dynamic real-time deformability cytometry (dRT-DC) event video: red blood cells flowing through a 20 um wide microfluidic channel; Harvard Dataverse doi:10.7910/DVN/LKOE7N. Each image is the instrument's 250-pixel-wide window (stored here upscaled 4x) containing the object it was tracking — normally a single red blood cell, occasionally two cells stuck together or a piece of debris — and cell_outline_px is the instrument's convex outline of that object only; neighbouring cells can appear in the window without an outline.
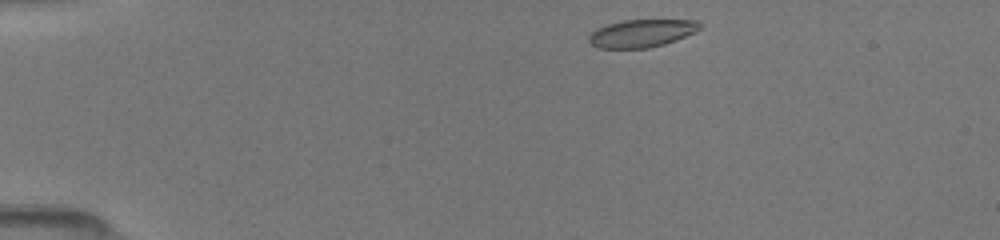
{"species": "common noctule bat (a hibernating species)", "species_latin": "Nyctalus noctula", "temperature_condition": "room temperature", "stored_images_in_passage": 14, "camera_frame_rate_fps": 3000, "um_per_image_px": 0.085, "animal": {"sex": "female", "body_mass_g": 19.5, "forearm_length_mm": 54.1}, "frame": {"image": 1, "passage_image": 1, "time_ms": 0.0, "image_size_px": [1000, 240], "cell_outline_px": [[700, 28], [696, 32], [676, 40], [664, 44], [648, 48], [596, 48], [588, 40], [588, 36], [596, 28], [608, 24], [624, 20], [700, 20]], "centroid_in_image_um": [54.54, 2.83], "position_along_channel_um": 30.5, "area_um2": 17.98}}
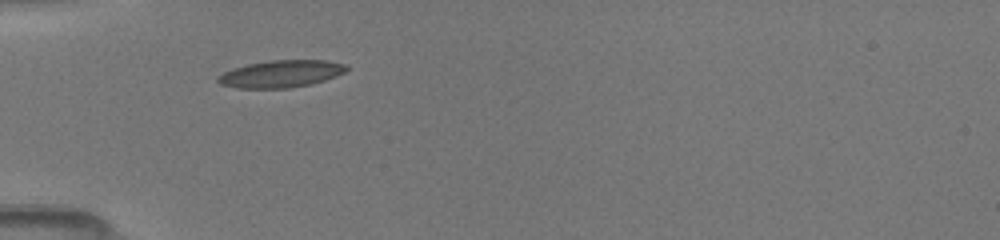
{"frame": {"image": 2, "passage_image": 13, "time_ms": 2.333, "image_size_px": [1000, 240], "cell_outline_px": [[348, 68], [344, 72], [336, 76], [324, 80], [308, 84], [288, 88], [236, 88], [220, 84], [216, 80], [216, 76], [232, 68], [248, 64], [268, 60], [328, 60], [348, 64]], "centroid_in_image_um": [23.86, 6.26], "position_along_channel_um": 61.1, "area_um2": 20.46}}